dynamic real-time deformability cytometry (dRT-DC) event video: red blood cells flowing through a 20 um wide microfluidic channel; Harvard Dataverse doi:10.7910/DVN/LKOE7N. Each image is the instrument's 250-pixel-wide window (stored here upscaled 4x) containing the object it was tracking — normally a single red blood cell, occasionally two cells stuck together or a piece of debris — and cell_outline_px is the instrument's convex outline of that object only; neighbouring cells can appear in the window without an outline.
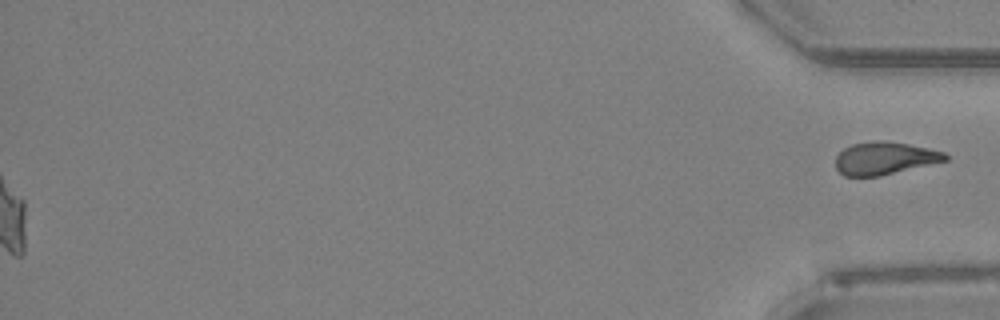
{"species": "Egyptian fruit bat (a non-hibernating species)", "species_latin": "Rousettus aegyptiacus", "temperature_condition": "room temperature", "stored_images_in_passage": 52, "segment_of_instrument_passage": [2, 2], "camera_frame_rate_fps": 3000, "um_per_image_px": 0.085, "animal": {"sex": "female"}, "frame": {"image": 1, "passage_image": 52, "time_ms": 17.0, "image_size_px": [1000, 320], "cell_outline_px": [[948, 160], [880, 176], [844, 176], [836, 168], [836, 156], [844, 148], [852, 144], [872, 140], [880, 140], [908, 144], [928, 148], [944, 152], [948, 156]], "centroid_in_image_um": [75.18, 13.45], "position_along_channel_um": 360.0, "area_um2": 20.81}}